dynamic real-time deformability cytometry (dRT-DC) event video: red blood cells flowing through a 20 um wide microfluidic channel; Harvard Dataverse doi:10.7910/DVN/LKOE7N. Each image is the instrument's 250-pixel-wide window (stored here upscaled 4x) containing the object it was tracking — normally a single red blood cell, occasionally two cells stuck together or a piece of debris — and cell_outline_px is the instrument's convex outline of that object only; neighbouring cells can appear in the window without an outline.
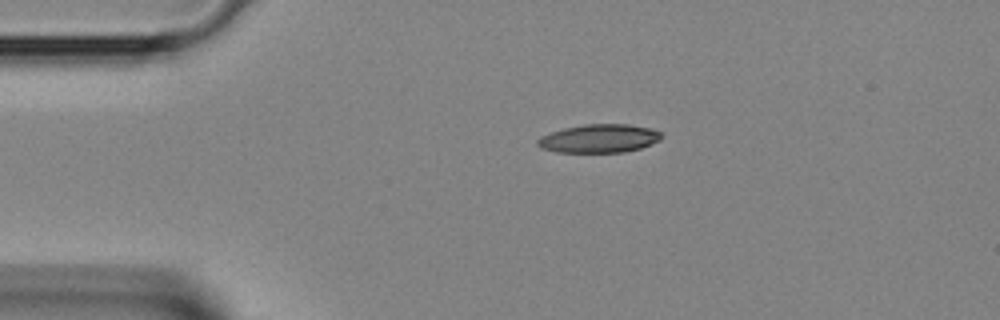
{"species": "Egyptian fruit bat (a non-hibernating species)", "species_latin": "Rousettus aegyptiacus", "temperature_condition": "room temperature", "stored_images_in_passage": 1, "camera_frame_rate_fps": 3000, "um_per_image_px": 0.085, "animal": {"sex": "female"}, "frame": {"image": 1, "passage_image": 1, "time_ms": 0.0, "image_size_px": [1000, 320], "cell_outline_px": [[660, 140], [640, 148], [624, 152], [556, 152], [540, 148], [536, 144], [536, 140], [540, 136], [564, 128], [584, 124], [628, 124], [652, 128], [660, 132]], "centroid_in_image_um": [50.89, 11.77], "position_along_channel_um": 34.1, "area_um2": 20.52}}